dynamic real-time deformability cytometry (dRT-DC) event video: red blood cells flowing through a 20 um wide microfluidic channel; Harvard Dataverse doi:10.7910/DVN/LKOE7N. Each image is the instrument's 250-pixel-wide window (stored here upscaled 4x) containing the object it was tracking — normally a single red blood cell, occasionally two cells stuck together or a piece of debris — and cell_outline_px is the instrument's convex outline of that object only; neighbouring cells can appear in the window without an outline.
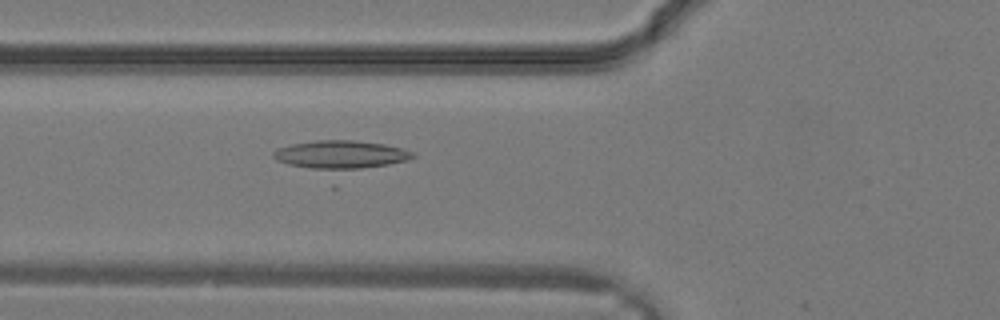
{"species": "common noctule bat (a hibernating species)", "species_latin": "Nyctalus noctula", "temperature_condition": "warm", "stored_images_in_passage": 14, "camera_frame_rate_fps": 3000, "um_per_image_px": 0.085, "animal": {"sex": "male", "body_mass_g": 19.2, "forearm_length_mm": 51.8}, "frame": {"image": 1, "passage_image": 12, "time_ms": 3.667, "image_size_px": [1000, 320], "cell_outline_px": [[416, 156], [408, 160], [336, 188], [332, 188], [276, 160], [272, 156], [272, 152], [276, 148], [292, 144], [316, 140], [352, 140], [384, 144], [400, 148], [412, 152]], "centroid_in_image_um": [28.9, 13.56], "position_along_channel_um": 96.9, "area_um2": 30.63}}
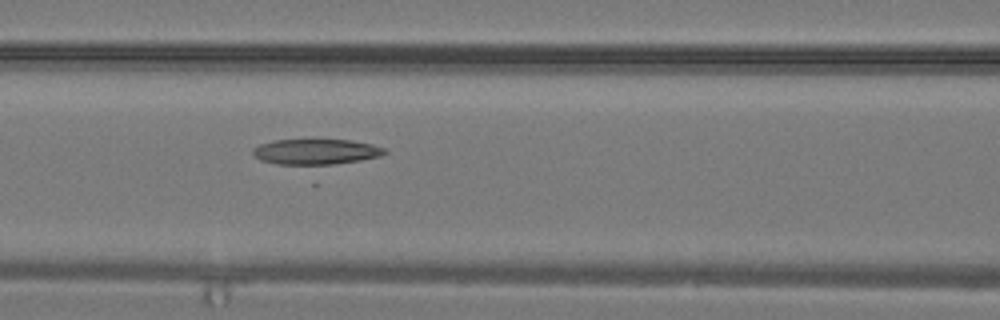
{"frame": {"image": 2, "passage_image": 14, "time_ms": 4.333, "image_size_px": [1000, 320], "cell_outline_px": [[388, 152], [380, 156], [360, 160], [316, 168], [312, 168], [276, 164], [260, 160], [252, 152], [252, 148], [260, 144], [276, 140], [348, 140], [372, 144], [384, 148]], "centroid_in_image_um": [26.83, 12.95], "position_along_channel_um": 139.8, "area_um2": 20.35}}